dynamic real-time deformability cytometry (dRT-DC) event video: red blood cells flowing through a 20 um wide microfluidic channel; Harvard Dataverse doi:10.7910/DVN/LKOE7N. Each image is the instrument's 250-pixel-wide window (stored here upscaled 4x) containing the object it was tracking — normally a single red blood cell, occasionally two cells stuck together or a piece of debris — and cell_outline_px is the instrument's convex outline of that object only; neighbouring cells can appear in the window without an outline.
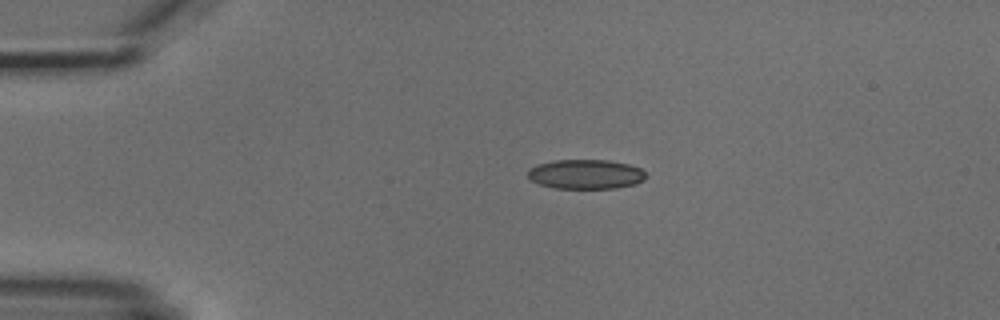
{"species": "common noctule bat (a hibernating species)", "species_latin": "Nyctalus noctula", "temperature_condition": "cold", "stored_images_in_passage": 3, "camera_frame_rate_fps": 3000, "um_per_image_px": 0.085, "animal": {"sex": "male", "body_mass_g": 18.8}, "frame": {"image": 1, "passage_image": 1, "time_ms": 0.0, "image_size_px": [1000, 320], "cell_outline_px": [[644, 180], [636, 184], [616, 188], [552, 188], [528, 180], [528, 168], [536, 164], [556, 160], [608, 160], [628, 164], [640, 168], [644, 172]], "centroid_in_image_um": [49.74, 14.81], "position_along_channel_um": 35.3, "area_um2": 20.4}}
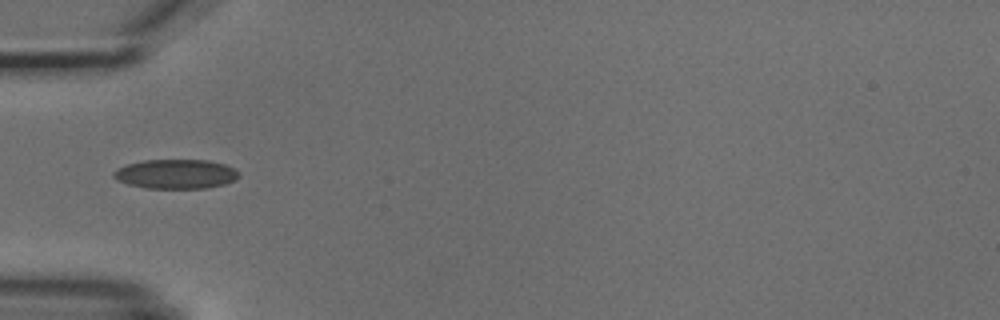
{"frame": {"image": 2, "passage_image": 3, "time_ms": 2.0, "image_size_px": [1000, 320], "cell_outline_px": [[240, 176], [236, 180], [224, 184], [204, 188], [148, 188], [128, 184], [116, 180], [112, 176], [112, 172], [116, 168], [128, 164], [144, 160], [208, 160], [224, 164], [232, 168]], "centroid_in_image_um": [14.91, 14.79], "position_along_channel_um": 70.1, "area_um2": 21.39}}